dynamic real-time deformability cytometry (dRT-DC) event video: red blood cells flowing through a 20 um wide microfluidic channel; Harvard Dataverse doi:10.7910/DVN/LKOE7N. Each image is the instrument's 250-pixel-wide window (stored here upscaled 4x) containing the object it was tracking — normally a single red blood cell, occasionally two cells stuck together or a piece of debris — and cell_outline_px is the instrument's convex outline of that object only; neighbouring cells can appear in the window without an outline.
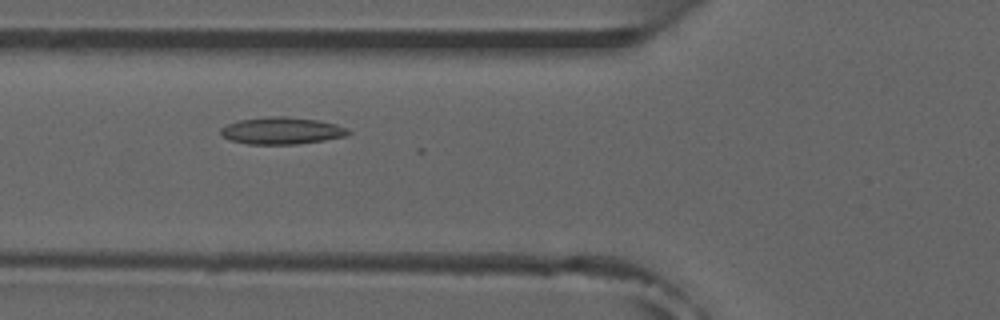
{"species": "common noctule bat (a hibernating species)", "species_latin": "Nyctalus noctula", "temperature_condition": "room temperature", "stored_images_in_passage": 8, "camera_frame_rate_fps": 3000, "um_per_image_px": 0.085, "animal": {"sex": "male", "forearm_length_mm": 52.5}, "frame": {"image": 1, "passage_image": 4, "time_ms": 3.333, "image_size_px": [1000, 320], "cell_outline_px": [[352, 132], [348, 136], [324, 140], [296, 144], [248, 144], [232, 140], [224, 136], [220, 132], [220, 128], [228, 124], [240, 120], [268, 116], [288, 116], [316, 120], [336, 124], [348, 128]], "centroid_in_image_um": [24.0, 11.1], "position_along_channel_um": 101.8, "area_um2": 20.06}}
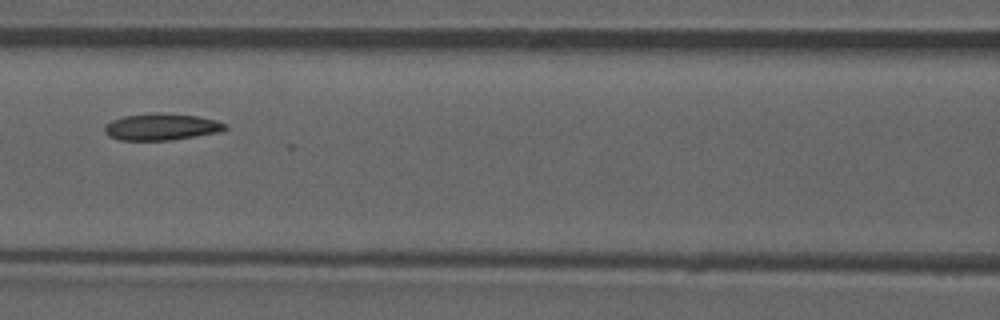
{"frame": {"image": 2, "passage_image": 5, "time_ms": 4.667, "image_size_px": [1000, 320], "cell_outline_px": [[228, 128], [220, 132], [172, 140], [120, 140], [108, 136], [104, 132], [104, 124], [112, 120], [124, 116], [152, 112], [160, 112], [196, 116], [216, 120], [228, 124]], "centroid_in_image_um": [13.72, 10.78], "position_along_channel_um": 152.9, "area_um2": 19.02}}